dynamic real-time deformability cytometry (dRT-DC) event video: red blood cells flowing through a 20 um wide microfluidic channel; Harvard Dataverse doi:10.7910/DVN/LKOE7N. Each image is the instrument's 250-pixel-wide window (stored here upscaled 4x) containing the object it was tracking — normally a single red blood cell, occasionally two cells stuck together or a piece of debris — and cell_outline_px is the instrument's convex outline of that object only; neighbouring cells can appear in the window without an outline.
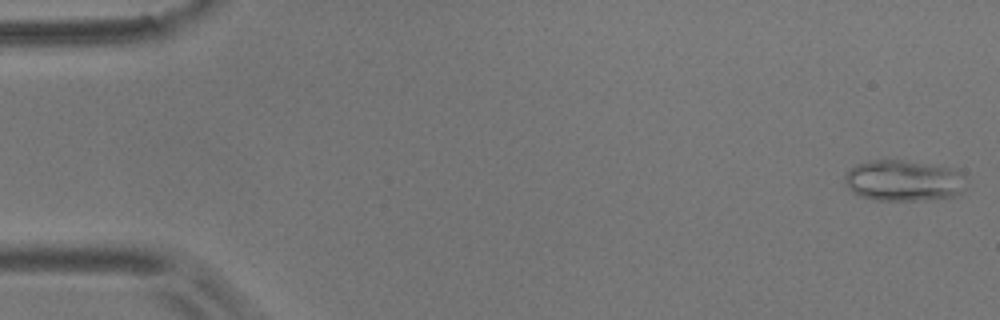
{"species": "common noctule bat (a hibernating species)", "species_latin": "Nyctalus noctula", "temperature_condition": "room temperature", "stored_images_in_passage": 30, "camera_frame_rate_fps": 3000, "um_per_image_px": 0.085, "animal": {"sex": "male", "body_mass_g": 17.9}, "frame": {"image": 1, "passage_image": 1, "time_ms": 0.0, "image_size_px": [1000, 320], "cell_outline_px": [[968, 180], [964, 192], [960, 196], [920, 200], [872, 200], [860, 196], [852, 192], [844, 184], [844, 176], [856, 164], [868, 160], [900, 160], [952, 168], [960, 172]], "centroid_in_image_um": [76.83, 15.37], "position_along_channel_um": 8.2, "area_um2": 29.42}}
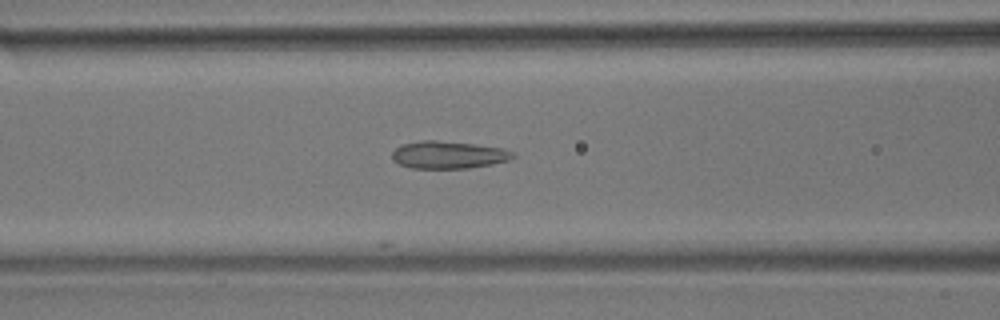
{"frame": {"image": 2, "passage_image": 22, "time_ms": 7.0, "image_size_px": [1000, 320], "cell_outline_px": [[516, 156], [508, 160], [492, 164], [468, 168], [412, 168], [400, 164], [392, 160], [392, 152], [396, 148], [404, 144], [420, 140], [436, 140], [476, 144], [504, 148], [512, 152]], "centroid_in_image_um": [38.12, 13.15], "position_along_channel_um": 128.5, "area_um2": 19.31}}
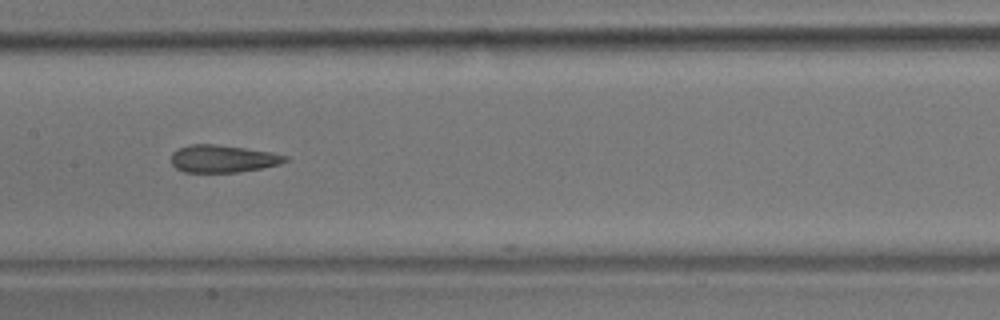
{"frame": {"image": 3, "passage_image": 27, "time_ms": 8.667, "image_size_px": [1000, 320], "cell_outline_px": [[288, 160], [280, 164], [260, 168], [236, 172], [184, 172], [176, 168], [172, 164], [172, 152], [180, 148], [192, 144], [212, 144], [244, 148], [272, 152], [288, 156]], "centroid_in_image_um": [18.95, 13.49], "position_along_channel_um": 188.5, "area_um2": 18.03}}